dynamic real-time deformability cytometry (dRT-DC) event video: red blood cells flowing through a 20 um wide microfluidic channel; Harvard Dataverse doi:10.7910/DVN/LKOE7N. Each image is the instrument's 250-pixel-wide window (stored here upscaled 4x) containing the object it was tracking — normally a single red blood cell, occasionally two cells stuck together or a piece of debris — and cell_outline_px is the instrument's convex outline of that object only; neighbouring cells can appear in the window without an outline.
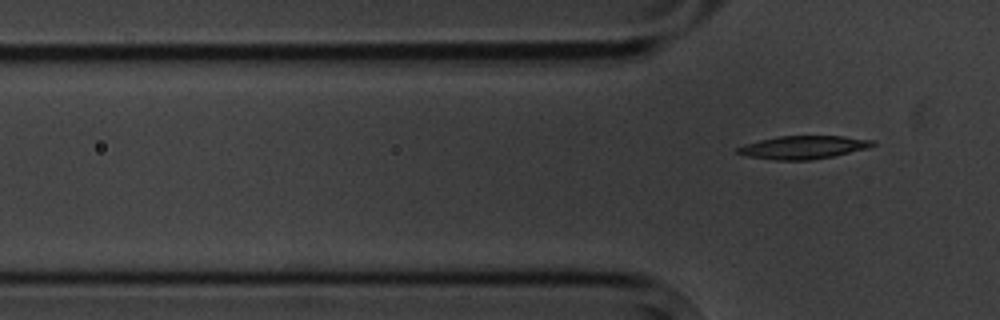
{"species": "common noctule bat (a hibernating species)", "species_latin": "Nyctalus noctula", "temperature_condition": "cold", "stored_images_in_passage": 2, "camera_frame_rate_fps": 3000, "um_per_image_px": 0.085, "animal": {"sex": "male", "body_mass_g": 20.1, "forearm_length_mm": 53.5}, "frame": {"image": 1, "passage_image": 2, "time_ms": 2.0, "image_size_px": [1000, 320], "cell_outline_px": [[876, 144], [868, 148], [832, 156], [812, 160], [776, 160], [748, 156], [736, 152], [736, 148], [744, 144], [760, 140], [780, 136], [844, 136], [872, 140]], "centroid_in_image_um": [68.27, 12.52], "position_along_channel_um": 57.5, "area_um2": 18.03}}